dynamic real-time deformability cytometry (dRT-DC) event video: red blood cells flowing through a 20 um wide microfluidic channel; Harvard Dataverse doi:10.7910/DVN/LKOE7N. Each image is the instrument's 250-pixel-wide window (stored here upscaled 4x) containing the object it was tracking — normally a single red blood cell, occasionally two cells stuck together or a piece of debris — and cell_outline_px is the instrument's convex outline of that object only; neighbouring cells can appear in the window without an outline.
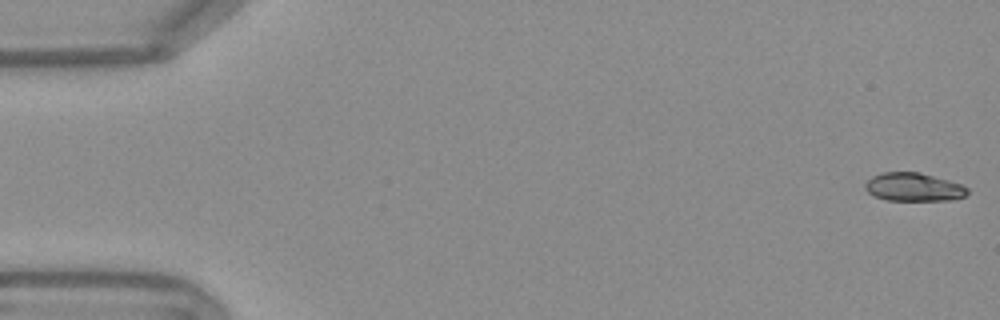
{"species": "Egyptian fruit bat (a non-hibernating species)", "species_latin": "Rousettus aegyptiacus", "temperature_condition": "warm", "stored_images_in_passage": 53, "camera_frame_rate_fps": 3000, "um_per_image_px": 0.085, "frame": {"image": 1, "passage_image": 1, "time_ms": 0.0, "image_size_px": [1000, 320], "cell_outline_px": [[968, 192], [964, 196], [948, 200], [888, 200], [876, 196], [868, 192], [864, 188], [864, 184], [872, 176], [880, 172], [920, 172], [948, 180], [960, 184], [968, 188]], "centroid_in_image_um": [77.63, 15.89], "position_along_channel_um": 7.4, "area_um2": 16.76}}
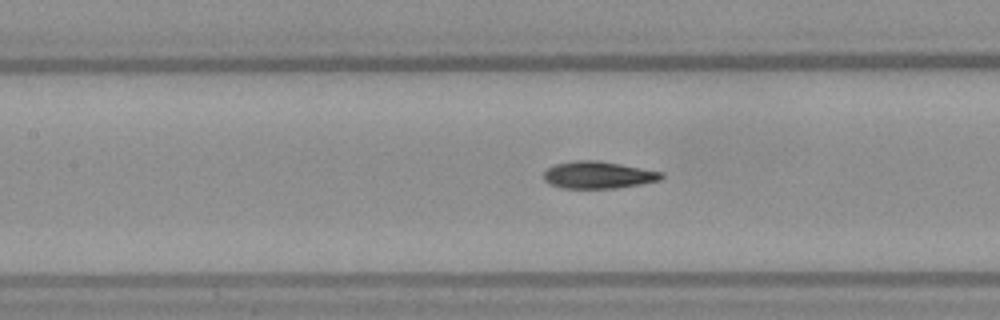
{"frame": {"image": 2, "passage_image": 24, "time_ms": 7.667, "image_size_px": [1000, 320], "cell_outline_px": [[664, 176], [660, 180], [640, 184], [616, 188], [564, 188], [552, 184], [544, 180], [544, 172], [548, 168], [556, 164], [576, 160], [596, 160], [620, 164], [664, 172]], "centroid_in_image_um": [50.87, 14.87], "position_along_channel_um": 156.5, "area_um2": 18.44}}
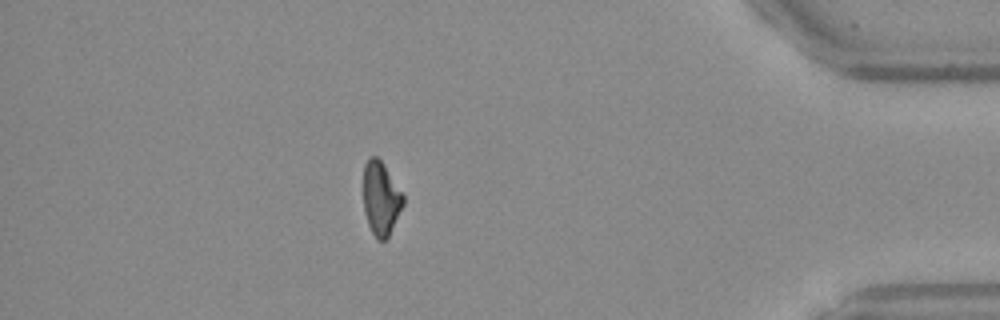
{"frame": {"image": 3, "passage_image": 47, "time_ms": 15.333, "image_size_px": [1000, 320], "cell_outline_px": [[404, 204], [388, 236], [384, 240], [376, 240], [368, 224], [364, 212], [364, 164], [372, 156], [376, 156], [380, 160], [404, 196]], "centroid_in_image_um": [32.37, 16.89], "position_along_channel_um": 402.8, "area_um2": 16.7}, "authors_computed_cell_mechanics": {"area_um2": 18.207, "velocity_mm_per_s": 3.7923, "shape_relaxation_time_tau1_ms": 6.8298, "shape_relaxation_time_tau2_ms": 3.3709, "deformation_change_tau1": 0.1935, "deformation_change_tau2": 0.0986}}